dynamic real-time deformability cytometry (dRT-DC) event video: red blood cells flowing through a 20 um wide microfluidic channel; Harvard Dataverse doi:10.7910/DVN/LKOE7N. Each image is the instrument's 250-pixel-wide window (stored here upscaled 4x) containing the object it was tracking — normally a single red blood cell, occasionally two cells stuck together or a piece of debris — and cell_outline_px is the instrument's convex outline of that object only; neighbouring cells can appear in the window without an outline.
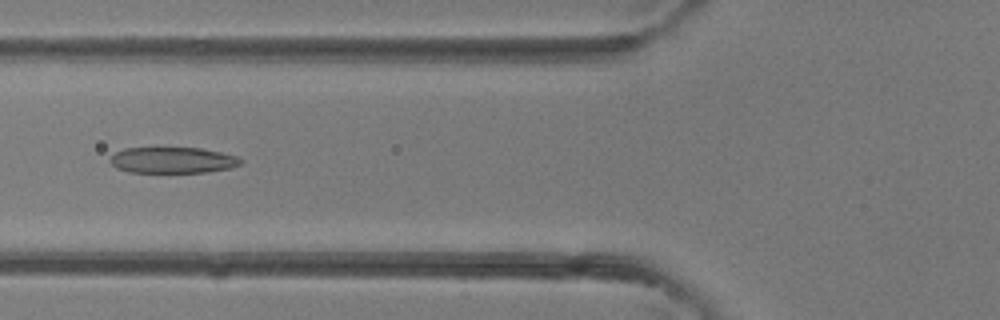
{"species": "common noctule bat (a hibernating species)", "species_latin": "Nyctalus noctula", "temperature_condition": "room temperature", "stored_images_in_passage": 28, "camera_frame_rate_fps": 3000, "um_per_image_px": 0.085, "animal": {"sex": "female"}, "frame": {"image": 1, "passage_image": 3, "time_ms": 0.667, "image_size_px": [1000, 320], "cell_outline_px": [[244, 160], [240, 164], [232, 168], [208, 172], [128, 172], [116, 168], [108, 160], [116, 152], [124, 148], [200, 148], [220, 152], [236, 156]], "centroid_in_image_um": [14.68, 13.62], "position_along_channel_um": 111.1, "area_um2": 19.83}}
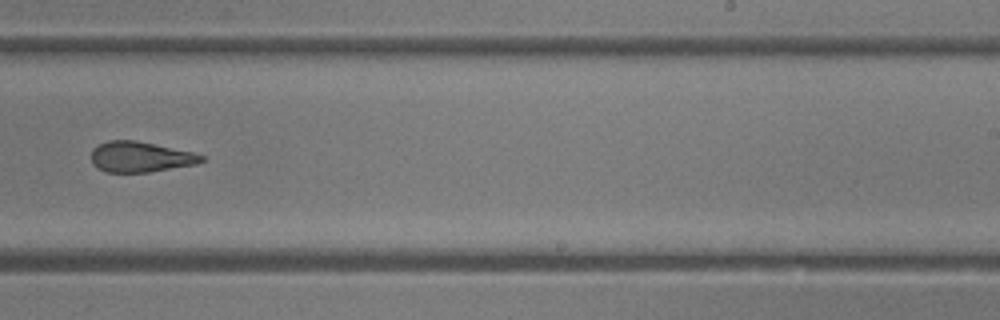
{"frame": {"image": 2, "passage_image": 13, "time_ms": 4.0, "image_size_px": [1000, 320], "cell_outline_px": [[204, 160], [196, 164], [148, 172], [104, 172], [96, 168], [92, 164], [92, 148], [108, 140], [136, 140], [192, 152], [204, 156]], "centroid_in_image_um": [11.89, 13.34], "position_along_channel_um": 277.1, "area_um2": 19.54}}
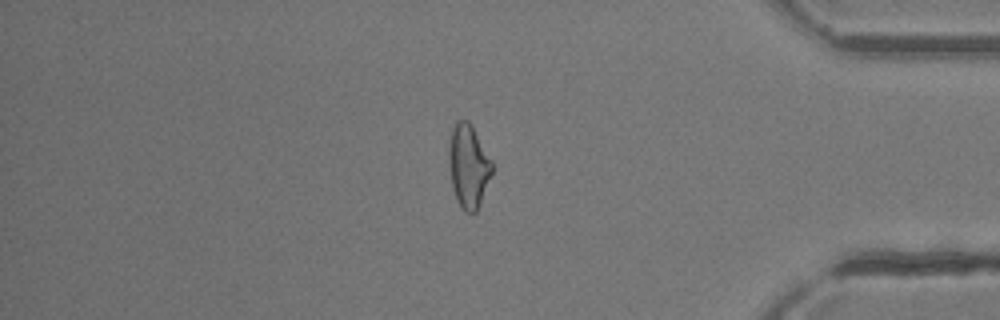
{"frame": {"image": 3, "passage_image": 22, "time_ms": 7.0, "image_size_px": [1000, 320], "cell_outline_px": [[492, 172], [476, 212], [472, 216], [464, 212], [456, 200], [452, 188], [448, 160], [448, 144], [452, 128], [456, 120], [468, 120], [492, 160]], "centroid_in_image_um": [39.78, 14.13], "position_along_channel_um": 395.4, "area_um2": 21.1}}